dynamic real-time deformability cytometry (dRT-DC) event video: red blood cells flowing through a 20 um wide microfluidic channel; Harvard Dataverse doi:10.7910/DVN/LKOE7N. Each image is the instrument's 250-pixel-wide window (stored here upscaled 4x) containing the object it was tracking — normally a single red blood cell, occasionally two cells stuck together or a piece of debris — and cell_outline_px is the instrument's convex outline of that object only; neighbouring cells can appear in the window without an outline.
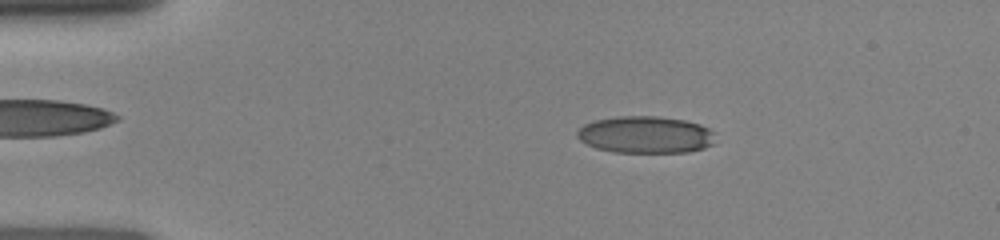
{"species": "human", "species_latin": "Homo sapiens", "temperature_condition": "room temperature", "stored_images_in_passage": 55, "camera_frame_rate_fps": 3000, "um_per_image_px": 0.085, "donor": {"sex": "female"}, "frame": {"image": 1, "passage_image": 4, "time_ms": 1.0, "image_size_px": [1000, 240], "cell_outline_px": [[716, 144], [704, 148], [688, 152], [612, 152], [596, 148], [580, 140], [576, 136], [576, 132], [584, 124], [596, 120], [616, 116], [656, 116], [684, 120], [700, 124], [716, 132]], "centroid_in_image_um": [54.92, 11.45], "position_along_channel_um": 30.1, "area_um2": 30.11}}
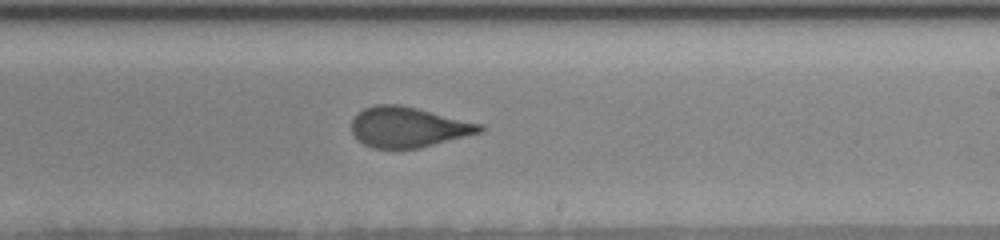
{"frame": {"image": 2, "passage_image": 28, "time_ms": 7.667, "image_size_px": [1000, 240], "cell_outline_px": [[484, 132], [420, 148], [372, 148], [364, 144], [352, 132], [352, 120], [364, 108], [376, 104], [400, 104], [484, 124]], "centroid_in_image_um": [34.75, 10.8], "position_along_channel_um": 254.2, "area_um2": 30.17}}
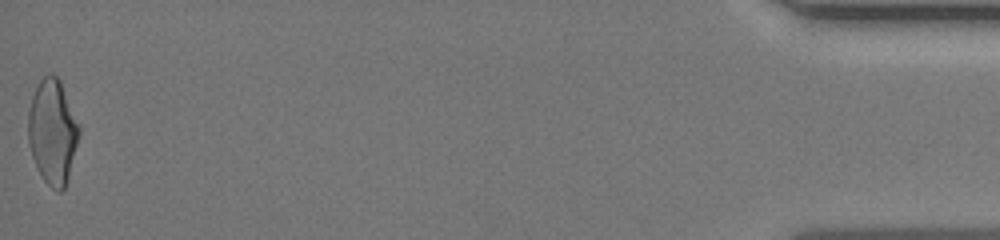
{"frame": {"image": 3, "passage_image": 55, "time_ms": 14.0, "image_size_px": [1000, 240], "cell_outline_px": [[80, 132], [68, 176], [64, 188], [60, 192], [56, 192], [44, 180], [32, 156], [28, 144], [28, 112], [32, 96], [40, 80], [44, 76], [56, 76], [60, 80], [80, 128]], "centroid_in_image_um": [4.45, 11.21], "position_along_channel_um": 430.7, "area_um2": 30.46}}